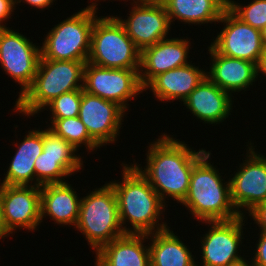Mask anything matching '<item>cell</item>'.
<instances>
[{
	"label": "cell",
	"mask_w": 266,
	"mask_h": 266,
	"mask_svg": "<svg viewBox=\"0 0 266 266\" xmlns=\"http://www.w3.org/2000/svg\"><path fill=\"white\" fill-rule=\"evenodd\" d=\"M161 134L147 146L146 165L142 168L135 159L133 165L149 181L165 204L170 198L181 204L189 191L193 167L207 151L203 148L194 150L185 141L173 138V135L165 132Z\"/></svg>",
	"instance_id": "1"
},
{
	"label": "cell",
	"mask_w": 266,
	"mask_h": 266,
	"mask_svg": "<svg viewBox=\"0 0 266 266\" xmlns=\"http://www.w3.org/2000/svg\"><path fill=\"white\" fill-rule=\"evenodd\" d=\"M129 164L121 163L123 173L120 182L115 179L109 182L117 197L124 232L150 234L168 228L166 221H162L166 219L163 215L168 205L132 162Z\"/></svg>",
	"instance_id": "2"
},
{
	"label": "cell",
	"mask_w": 266,
	"mask_h": 266,
	"mask_svg": "<svg viewBox=\"0 0 266 266\" xmlns=\"http://www.w3.org/2000/svg\"><path fill=\"white\" fill-rule=\"evenodd\" d=\"M210 158L211 152L208 150L195 163L190 175L189 191L181 205L198 223L236 219L240 215L231 201L229 179H222L224 173H220L213 162L211 164Z\"/></svg>",
	"instance_id": "3"
},
{
	"label": "cell",
	"mask_w": 266,
	"mask_h": 266,
	"mask_svg": "<svg viewBox=\"0 0 266 266\" xmlns=\"http://www.w3.org/2000/svg\"><path fill=\"white\" fill-rule=\"evenodd\" d=\"M87 61L48 60L40 56L36 75L30 87L16 99L13 111L34 117L53 99L63 93L83 89Z\"/></svg>",
	"instance_id": "4"
},
{
	"label": "cell",
	"mask_w": 266,
	"mask_h": 266,
	"mask_svg": "<svg viewBox=\"0 0 266 266\" xmlns=\"http://www.w3.org/2000/svg\"><path fill=\"white\" fill-rule=\"evenodd\" d=\"M84 235L95 254L104 245L126 234L122 228L115 191L109 182L81 198L75 231Z\"/></svg>",
	"instance_id": "5"
},
{
	"label": "cell",
	"mask_w": 266,
	"mask_h": 266,
	"mask_svg": "<svg viewBox=\"0 0 266 266\" xmlns=\"http://www.w3.org/2000/svg\"><path fill=\"white\" fill-rule=\"evenodd\" d=\"M98 8L87 6L58 22L45 35L41 57L48 60L87 61Z\"/></svg>",
	"instance_id": "6"
},
{
	"label": "cell",
	"mask_w": 266,
	"mask_h": 266,
	"mask_svg": "<svg viewBox=\"0 0 266 266\" xmlns=\"http://www.w3.org/2000/svg\"><path fill=\"white\" fill-rule=\"evenodd\" d=\"M87 62L104 68L140 69L141 50L115 16H99L93 24Z\"/></svg>",
	"instance_id": "7"
},
{
	"label": "cell",
	"mask_w": 266,
	"mask_h": 266,
	"mask_svg": "<svg viewBox=\"0 0 266 266\" xmlns=\"http://www.w3.org/2000/svg\"><path fill=\"white\" fill-rule=\"evenodd\" d=\"M253 145L248 141L245 160L235 174L229 175L231 201L240 216L266 201V156L255 151Z\"/></svg>",
	"instance_id": "8"
},
{
	"label": "cell",
	"mask_w": 266,
	"mask_h": 266,
	"mask_svg": "<svg viewBox=\"0 0 266 266\" xmlns=\"http://www.w3.org/2000/svg\"><path fill=\"white\" fill-rule=\"evenodd\" d=\"M247 218L248 216L244 215L229 221H201L210 227L199 239L202 260L196 261L197 266H227L244 256L248 257L244 254L242 256L240 249L245 246V244L242 245V241L245 239L243 229H246L244 226Z\"/></svg>",
	"instance_id": "9"
},
{
	"label": "cell",
	"mask_w": 266,
	"mask_h": 266,
	"mask_svg": "<svg viewBox=\"0 0 266 266\" xmlns=\"http://www.w3.org/2000/svg\"><path fill=\"white\" fill-rule=\"evenodd\" d=\"M140 69L104 68L86 62L83 90L104 100L112 101L125 111L131 99L144 93L139 81Z\"/></svg>",
	"instance_id": "10"
},
{
	"label": "cell",
	"mask_w": 266,
	"mask_h": 266,
	"mask_svg": "<svg viewBox=\"0 0 266 266\" xmlns=\"http://www.w3.org/2000/svg\"><path fill=\"white\" fill-rule=\"evenodd\" d=\"M41 56L40 45L13 28L0 29V66L5 74L18 83V98L30 87Z\"/></svg>",
	"instance_id": "11"
},
{
	"label": "cell",
	"mask_w": 266,
	"mask_h": 266,
	"mask_svg": "<svg viewBox=\"0 0 266 266\" xmlns=\"http://www.w3.org/2000/svg\"><path fill=\"white\" fill-rule=\"evenodd\" d=\"M130 4L127 19L120 15L115 17L141 51L169 37L173 25L160 0H131Z\"/></svg>",
	"instance_id": "12"
},
{
	"label": "cell",
	"mask_w": 266,
	"mask_h": 266,
	"mask_svg": "<svg viewBox=\"0 0 266 266\" xmlns=\"http://www.w3.org/2000/svg\"><path fill=\"white\" fill-rule=\"evenodd\" d=\"M40 187L2 185L1 223L9 237L17 229L37 231L41 225Z\"/></svg>",
	"instance_id": "13"
},
{
	"label": "cell",
	"mask_w": 266,
	"mask_h": 266,
	"mask_svg": "<svg viewBox=\"0 0 266 266\" xmlns=\"http://www.w3.org/2000/svg\"><path fill=\"white\" fill-rule=\"evenodd\" d=\"M218 23H223L224 27L222 26L216 38L213 37L210 45L221 55L257 65L265 50L261 31L242 22L228 8Z\"/></svg>",
	"instance_id": "14"
},
{
	"label": "cell",
	"mask_w": 266,
	"mask_h": 266,
	"mask_svg": "<svg viewBox=\"0 0 266 266\" xmlns=\"http://www.w3.org/2000/svg\"><path fill=\"white\" fill-rule=\"evenodd\" d=\"M125 111L117 103L104 100L82 89L78 117L85 124L89 136L100 146L116 143L123 129ZM116 141V142H115Z\"/></svg>",
	"instance_id": "15"
},
{
	"label": "cell",
	"mask_w": 266,
	"mask_h": 266,
	"mask_svg": "<svg viewBox=\"0 0 266 266\" xmlns=\"http://www.w3.org/2000/svg\"><path fill=\"white\" fill-rule=\"evenodd\" d=\"M182 38L169 37L141 51L139 81L143 88L157 75L191 63L190 39Z\"/></svg>",
	"instance_id": "16"
},
{
	"label": "cell",
	"mask_w": 266,
	"mask_h": 266,
	"mask_svg": "<svg viewBox=\"0 0 266 266\" xmlns=\"http://www.w3.org/2000/svg\"><path fill=\"white\" fill-rule=\"evenodd\" d=\"M233 102L234 96L219 88L206 76L183 101V105L200 122L216 126L233 113Z\"/></svg>",
	"instance_id": "17"
},
{
	"label": "cell",
	"mask_w": 266,
	"mask_h": 266,
	"mask_svg": "<svg viewBox=\"0 0 266 266\" xmlns=\"http://www.w3.org/2000/svg\"><path fill=\"white\" fill-rule=\"evenodd\" d=\"M207 47L212 63L210 62L211 66L209 65L206 76L214 84L231 96L236 92L249 90L250 86L253 87L258 80L255 63L221 55L211 45Z\"/></svg>",
	"instance_id": "18"
},
{
	"label": "cell",
	"mask_w": 266,
	"mask_h": 266,
	"mask_svg": "<svg viewBox=\"0 0 266 266\" xmlns=\"http://www.w3.org/2000/svg\"><path fill=\"white\" fill-rule=\"evenodd\" d=\"M199 68L191 61L189 64L163 72L154 77L144 87V91H151L161 102H183L206 77V70Z\"/></svg>",
	"instance_id": "19"
},
{
	"label": "cell",
	"mask_w": 266,
	"mask_h": 266,
	"mask_svg": "<svg viewBox=\"0 0 266 266\" xmlns=\"http://www.w3.org/2000/svg\"><path fill=\"white\" fill-rule=\"evenodd\" d=\"M71 184L55 183L40 187L41 222L48 216L57 225L76 226L81 197ZM71 225V226H70Z\"/></svg>",
	"instance_id": "20"
},
{
	"label": "cell",
	"mask_w": 266,
	"mask_h": 266,
	"mask_svg": "<svg viewBox=\"0 0 266 266\" xmlns=\"http://www.w3.org/2000/svg\"><path fill=\"white\" fill-rule=\"evenodd\" d=\"M146 239L148 234L133 233L114 239L95 253L94 266H150L149 243Z\"/></svg>",
	"instance_id": "21"
},
{
	"label": "cell",
	"mask_w": 266,
	"mask_h": 266,
	"mask_svg": "<svg viewBox=\"0 0 266 266\" xmlns=\"http://www.w3.org/2000/svg\"><path fill=\"white\" fill-rule=\"evenodd\" d=\"M21 142H13L16 147L15 155L11 157L8 170L1 182L2 185L35 186L34 164L43 152V129L30 130L23 136Z\"/></svg>",
	"instance_id": "22"
},
{
	"label": "cell",
	"mask_w": 266,
	"mask_h": 266,
	"mask_svg": "<svg viewBox=\"0 0 266 266\" xmlns=\"http://www.w3.org/2000/svg\"><path fill=\"white\" fill-rule=\"evenodd\" d=\"M171 24L175 20L189 25L216 24L228 8V0H160Z\"/></svg>",
	"instance_id": "23"
},
{
	"label": "cell",
	"mask_w": 266,
	"mask_h": 266,
	"mask_svg": "<svg viewBox=\"0 0 266 266\" xmlns=\"http://www.w3.org/2000/svg\"><path fill=\"white\" fill-rule=\"evenodd\" d=\"M170 228L148 234L150 266H197L194 251Z\"/></svg>",
	"instance_id": "24"
},
{
	"label": "cell",
	"mask_w": 266,
	"mask_h": 266,
	"mask_svg": "<svg viewBox=\"0 0 266 266\" xmlns=\"http://www.w3.org/2000/svg\"><path fill=\"white\" fill-rule=\"evenodd\" d=\"M83 164V157H52L43 151L34 164L35 186L68 182L65 178L84 170Z\"/></svg>",
	"instance_id": "25"
},
{
	"label": "cell",
	"mask_w": 266,
	"mask_h": 266,
	"mask_svg": "<svg viewBox=\"0 0 266 266\" xmlns=\"http://www.w3.org/2000/svg\"><path fill=\"white\" fill-rule=\"evenodd\" d=\"M49 122L51 124L47 126L78 151L83 145L88 153L94 150L97 151L98 148L100 149V146L89 136L85 124L78 116L65 119H49Z\"/></svg>",
	"instance_id": "26"
},
{
	"label": "cell",
	"mask_w": 266,
	"mask_h": 266,
	"mask_svg": "<svg viewBox=\"0 0 266 266\" xmlns=\"http://www.w3.org/2000/svg\"><path fill=\"white\" fill-rule=\"evenodd\" d=\"M243 5L238 1L228 0V9L236 17L261 31L266 26V0H252L249 4Z\"/></svg>",
	"instance_id": "27"
},
{
	"label": "cell",
	"mask_w": 266,
	"mask_h": 266,
	"mask_svg": "<svg viewBox=\"0 0 266 266\" xmlns=\"http://www.w3.org/2000/svg\"><path fill=\"white\" fill-rule=\"evenodd\" d=\"M82 99V89L61 94L48 103L41 112L50 110L49 119H65L77 117Z\"/></svg>",
	"instance_id": "28"
},
{
	"label": "cell",
	"mask_w": 266,
	"mask_h": 266,
	"mask_svg": "<svg viewBox=\"0 0 266 266\" xmlns=\"http://www.w3.org/2000/svg\"><path fill=\"white\" fill-rule=\"evenodd\" d=\"M43 151L52 157H81L76 148L49 127L43 130Z\"/></svg>",
	"instance_id": "29"
},
{
	"label": "cell",
	"mask_w": 266,
	"mask_h": 266,
	"mask_svg": "<svg viewBox=\"0 0 266 266\" xmlns=\"http://www.w3.org/2000/svg\"><path fill=\"white\" fill-rule=\"evenodd\" d=\"M259 239L255 244L256 249L253 250V257L251 260L254 266H266V232L257 233Z\"/></svg>",
	"instance_id": "30"
},
{
	"label": "cell",
	"mask_w": 266,
	"mask_h": 266,
	"mask_svg": "<svg viewBox=\"0 0 266 266\" xmlns=\"http://www.w3.org/2000/svg\"><path fill=\"white\" fill-rule=\"evenodd\" d=\"M247 214L250 219H253V223L259 227V232H266V201L256 205Z\"/></svg>",
	"instance_id": "31"
},
{
	"label": "cell",
	"mask_w": 266,
	"mask_h": 266,
	"mask_svg": "<svg viewBox=\"0 0 266 266\" xmlns=\"http://www.w3.org/2000/svg\"><path fill=\"white\" fill-rule=\"evenodd\" d=\"M14 10H16L15 0H0V29L9 28L5 22L12 19L11 16L14 15Z\"/></svg>",
	"instance_id": "32"
},
{
	"label": "cell",
	"mask_w": 266,
	"mask_h": 266,
	"mask_svg": "<svg viewBox=\"0 0 266 266\" xmlns=\"http://www.w3.org/2000/svg\"><path fill=\"white\" fill-rule=\"evenodd\" d=\"M26 3L34 9H41L40 11H44L45 9H49L52 7L51 5L54 4L55 0H15V8L17 7L18 3L21 4Z\"/></svg>",
	"instance_id": "33"
},
{
	"label": "cell",
	"mask_w": 266,
	"mask_h": 266,
	"mask_svg": "<svg viewBox=\"0 0 266 266\" xmlns=\"http://www.w3.org/2000/svg\"><path fill=\"white\" fill-rule=\"evenodd\" d=\"M260 74L266 77V48L257 64V77L260 76L261 78H264V76H261Z\"/></svg>",
	"instance_id": "34"
},
{
	"label": "cell",
	"mask_w": 266,
	"mask_h": 266,
	"mask_svg": "<svg viewBox=\"0 0 266 266\" xmlns=\"http://www.w3.org/2000/svg\"><path fill=\"white\" fill-rule=\"evenodd\" d=\"M250 259V261H249ZM246 260L245 257H242L239 260H236L234 262L229 263L227 266H254V263L252 262L251 258Z\"/></svg>",
	"instance_id": "35"
},
{
	"label": "cell",
	"mask_w": 266,
	"mask_h": 266,
	"mask_svg": "<svg viewBox=\"0 0 266 266\" xmlns=\"http://www.w3.org/2000/svg\"><path fill=\"white\" fill-rule=\"evenodd\" d=\"M1 193H2V184L0 183V206H1ZM7 235L4 233L3 226L1 223V209H0V239H6Z\"/></svg>",
	"instance_id": "36"
},
{
	"label": "cell",
	"mask_w": 266,
	"mask_h": 266,
	"mask_svg": "<svg viewBox=\"0 0 266 266\" xmlns=\"http://www.w3.org/2000/svg\"><path fill=\"white\" fill-rule=\"evenodd\" d=\"M92 1V2H91ZM102 0H100V2H101ZM103 1H106V0H103ZM108 1V0H107ZM110 1V0H109ZM114 1V0H113ZM116 1V0H115ZM118 1V0H117ZM120 1V0H119ZM122 1V0H121ZM123 1H126V0H123ZM128 1V0H127ZM130 1V0H129ZM133 1V0H132ZM90 2L91 3H89V6H92V7H94V8H99L98 7V3L97 2H99V0H90Z\"/></svg>",
	"instance_id": "37"
},
{
	"label": "cell",
	"mask_w": 266,
	"mask_h": 266,
	"mask_svg": "<svg viewBox=\"0 0 266 266\" xmlns=\"http://www.w3.org/2000/svg\"><path fill=\"white\" fill-rule=\"evenodd\" d=\"M263 45L266 48V26L261 30Z\"/></svg>",
	"instance_id": "38"
}]
</instances>
